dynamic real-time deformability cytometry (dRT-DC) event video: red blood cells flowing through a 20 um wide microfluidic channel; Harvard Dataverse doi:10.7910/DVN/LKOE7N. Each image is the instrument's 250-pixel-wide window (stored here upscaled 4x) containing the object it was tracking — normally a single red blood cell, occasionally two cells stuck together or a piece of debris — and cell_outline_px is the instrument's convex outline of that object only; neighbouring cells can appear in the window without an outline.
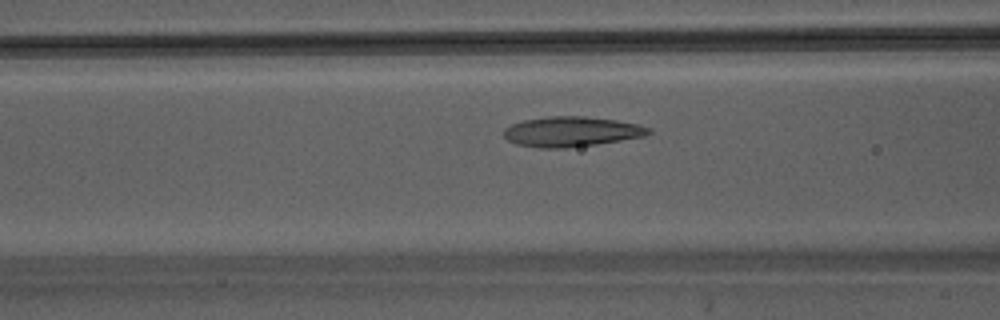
{"species": "Egyptian fruit bat (a non-hibernating species)", "species_latin": "Rousettus aegyptiacus", "temperature_condition": "warm", "stored_images_in_passage": 40, "camera_frame_rate_fps": 3000, "um_per_image_px": 0.085, "animal": {"sex": "male"}, "frame": {"image": 1, "passage_image": 13, "time_ms": 4.0, "image_size_px": [1000, 320], "cell_outline_px": [[652, 132], [644, 136], [596, 144], [568, 148], [540, 148], [516, 144], [508, 140], [504, 136], [504, 128], [512, 124], [524, 120], [548, 116], [584, 116], [616, 120], [640, 124], [652, 128]], "centroid_in_image_um": [48.59, 11.18], "position_along_channel_um": 118.0, "area_um2": 25.43}}
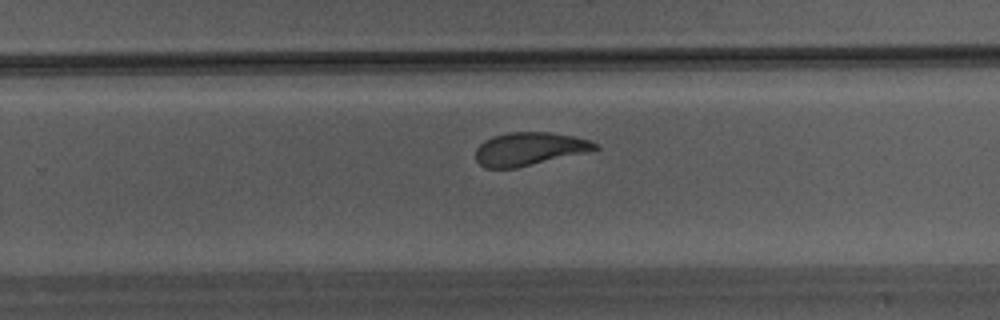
{"frame": {"image": 2, "passage_image": 24, "time_ms": 7.667, "image_size_px": [1000, 320], "cell_outline_px": [[600, 148], [588, 152], [516, 168], [484, 168], [476, 160], [476, 148], [484, 140], [492, 136], [508, 132], [552, 132], [572, 136], [588, 140], [596, 144]], "centroid_in_image_um": [44.96, 12.65], "position_along_channel_um": 284.8, "area_um2": 23.06}}
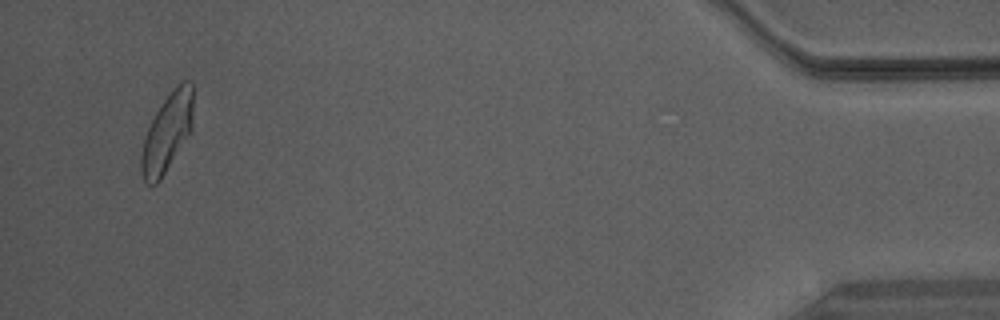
{"frame": {"image": 3, "passage_image": 38, "time_ms": 12.333, "image_size_px": [1000, 320], "cell_outline_px": [[192, 128], [160, 180], [156, 184], [148, 184], [144, 180], [140, 172], [140, 152], [148, 128], [156, 112], [172, 88], [180, 80], [192, 80]], "centroid_in_image_um": [14.19, 11.24], "position_along_channel_um": 421.0, "area_um2": 23.47}}